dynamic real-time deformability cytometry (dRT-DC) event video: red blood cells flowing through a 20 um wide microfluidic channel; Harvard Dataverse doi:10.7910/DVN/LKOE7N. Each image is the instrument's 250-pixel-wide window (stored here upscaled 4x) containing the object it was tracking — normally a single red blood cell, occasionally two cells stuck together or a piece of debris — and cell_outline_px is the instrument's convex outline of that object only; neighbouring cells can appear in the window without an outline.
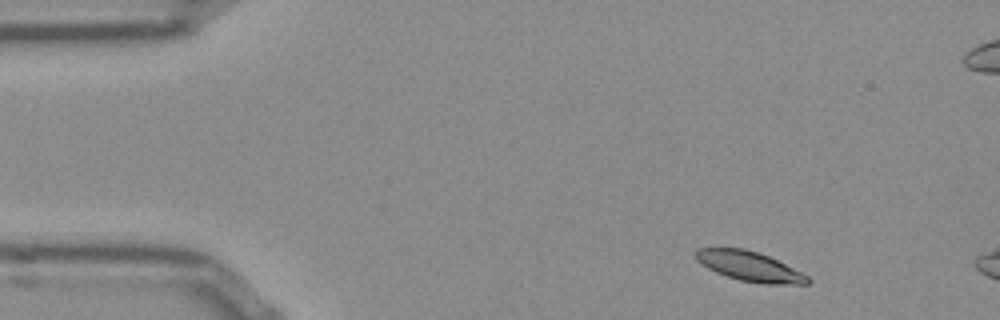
{"species": "Egyptian fruit bat (a non-hibernating species)", "species_latin": "Rousettus aegyptiacus", "temperature_condition": "room temperature", "stored_images_in_passage": 48, "camera_frame_rate_fps": 3000, "um_per_image_px": 0.085, "frame": {"image": 1, "passage_image": 1, "time_ms": 0.0, "image_size_px": [1000, 320], "cell_outline_px": [[812, 280], [808, 284], [764, 284], [740, 280], [716, 272], [708, 268], [696, 260], [696, 248], [744, 248], [768, 256], [808, 276]], "centroid_in_image_um": [63.71, 22.64], "position_along_channel_um": 21.3, "area_um2": 19.07}}
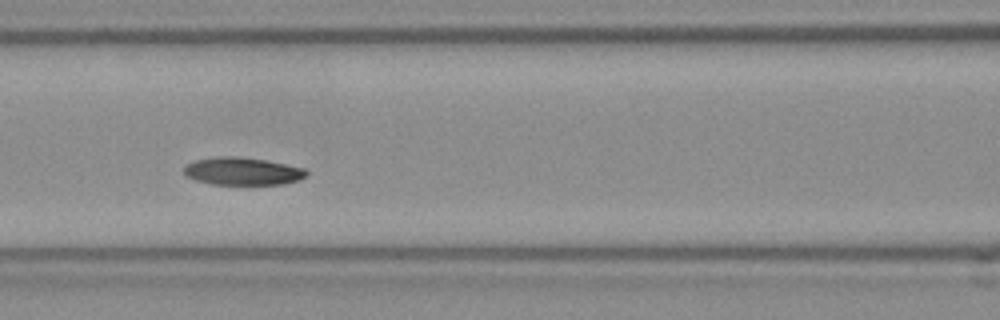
{"frame": {"image": 2, "passage_image": 17, "time_ms": 5.333, "image_size_px": [1000, 320], "cell_outline_px": [[308, 176], [300, 180], [284, 184], [212, 184], [196, 180], [184, 176], [184, 168], [188, 164], [196, 160], [216, 156], [240, 156], [264, 160], [304, 168], [308, 172]], "centroid_in_image_um": [20.63, 14.55], "position_along_channel_um": 146.0, "area_um2": 19.77}}
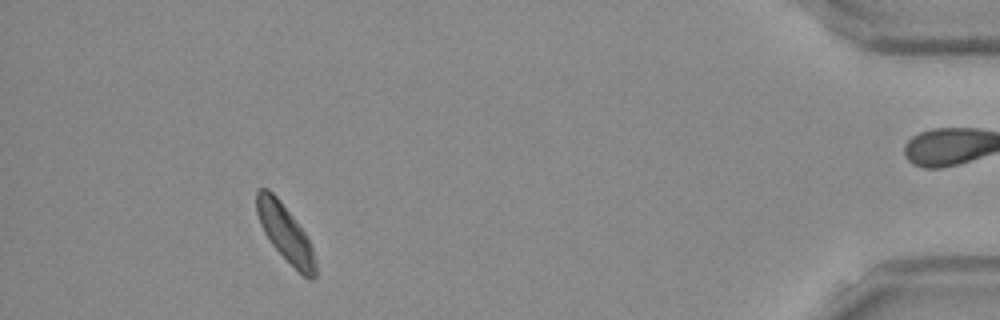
{"frame": {"image": 3, "passage_image": 43, "time_ms": 14.0, "image_size_px": [1000, 320], "cell_outline_px": [[316, 276], [312, 280], [308, 280], [272, 244], [264, 232], [260, 224], [256, 212], [256, 192], [260, 188], [268, 188], [280, 200], [304, 232], [312, 248], [316, 264]], "centroid_in_image_um": [24.23, 19.78], "position_along_channel_um": 411.0, "area_um2": 19.02}, "authors_computed_cell_mechanics": {"area_um2": 19.9121, "velocity_mm_per_s": 3.8011, "shape_relaxation_time_tau1_ms": 9.2486, "shape_relaxation_time_tau2_ms": null, "deformation_change_tau1": 0.149, "deformation_change_tau2": null}}